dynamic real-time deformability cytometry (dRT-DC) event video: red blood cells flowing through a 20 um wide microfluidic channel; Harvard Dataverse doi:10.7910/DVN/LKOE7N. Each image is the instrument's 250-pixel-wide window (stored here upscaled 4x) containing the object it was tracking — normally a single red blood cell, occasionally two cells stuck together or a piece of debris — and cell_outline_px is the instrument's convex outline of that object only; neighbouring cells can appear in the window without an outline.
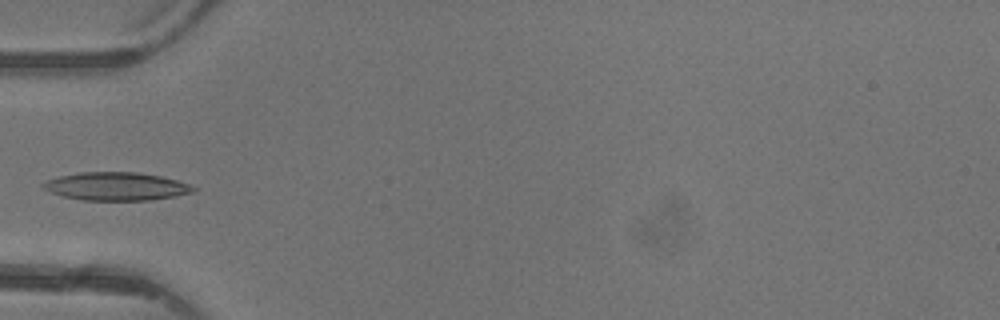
{"species": "common noctule bat (a hibernating species)", "species_latin": "Nyctalus noctula", "temperature_condition": "warm", "stored_images_in_passage": 4, "camera_frame_rate_fps": 3000, "um_per_image_px": 0.085, "animal": {"sex": "female"}, "frame": {"image": 1, "passage_image": 4, "time_ms": 3.333, "image_size_px": [1000, 320], "cell_outline_px": [[196, 192], [176, 196], [148, 200], [84, 200], [64, 196], [52, 192], [44, 188], [40, 184], [44, 180], [60, 176], [80, 172], [136, 172], [160, 176], [176, 180], [188, 184], [196, 188]], "centroid_in_image_um": [9.88, 15.84], "position_along_channel_um": 75.1, "area_um2": 24.51}}